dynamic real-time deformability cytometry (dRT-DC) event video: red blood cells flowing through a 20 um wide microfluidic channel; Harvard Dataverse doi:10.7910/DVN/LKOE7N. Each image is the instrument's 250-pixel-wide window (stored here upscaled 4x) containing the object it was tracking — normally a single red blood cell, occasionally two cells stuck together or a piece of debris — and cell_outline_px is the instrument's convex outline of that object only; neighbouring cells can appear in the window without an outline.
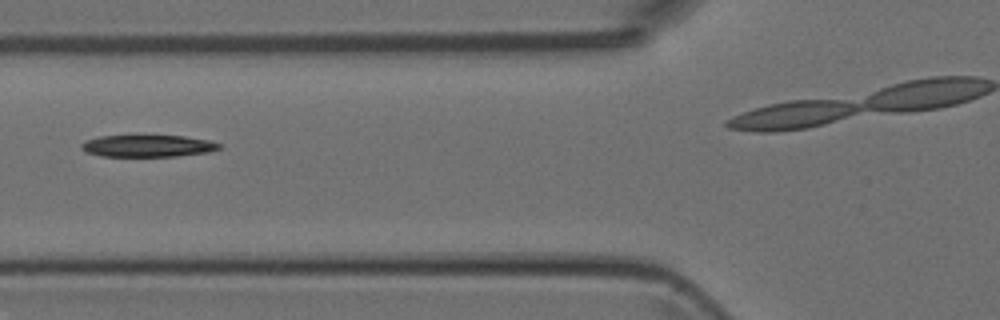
{"species": "Egyptian fruit bat (a non-hibernating species)", "species_latin": "Rousettus aegyptiacus", "temperature_condition": "room temperature", "stored_images_in_passage": 5, "camera_frame_rate_fps": 3000, "um_per_image_px": 0.085, "animal": {"sex": "female"}, "frame": {"image": 1, "passage_image": 3, "time_ms": 2.333, "image_size_px": [1000, 320], "cell_outline_px": [[220, 148], [208, 152], [176, 156], [104, 156], [84, 152], [80, 148], [80, 144], [84, 140], [100, 136], [184, 136], [208, 140], [220, 144]], "centroid_in_image_um": [12.5, 12.4], "position_along_channel_um": 113.3, "area_um2": 17.51}}
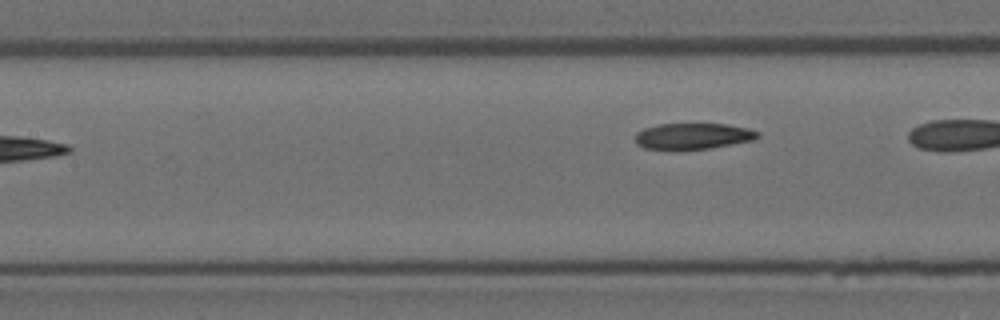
{"frame": {"image": 2, "passage_image": 5, "time_ms": 4.667, "image_size_px": [1000, 320], "cell_outline_px": [[760, 136], [756, 140], [708, 148], [644, 148], [636, 144], [636, 132], [644, 128], [660, 124], [728, 124], [748, 128], [760, 132]], "centroid_in_image_um": [58.96, 11.55], "position_along_channel_um": 148.4, "area_um2": 18.32}}